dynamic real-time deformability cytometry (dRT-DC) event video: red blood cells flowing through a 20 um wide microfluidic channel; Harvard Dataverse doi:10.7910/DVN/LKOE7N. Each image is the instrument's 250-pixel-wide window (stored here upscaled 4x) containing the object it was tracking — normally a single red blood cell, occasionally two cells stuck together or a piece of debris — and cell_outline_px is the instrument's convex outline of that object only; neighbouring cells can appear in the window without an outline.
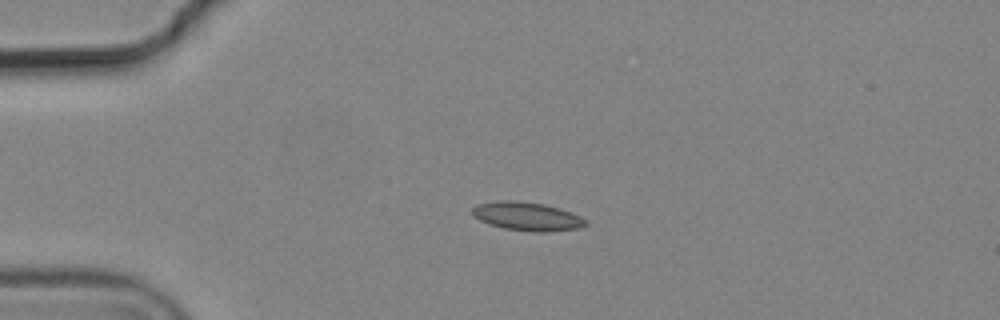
{"species": "common noctule bat (a hibernating species)", "species_latin": "Nyctalus noctula", "temperature_condition": "cold", "stored_images_in_passage": 4, "camera_frame_rate_fps": 3000, "um_per_image_px": 0.085, "animal": {"sex": "male", "body_mass_g": 19.2, "forearm_length_mm": 51.8}, "frame": {"image": 1, "passage_image": 2, "time_ms": 0.333, "image_size_px": [1000, 320], "cell_outline_px": [[588, 224], [580, 228], [548, 232], [532, 232], [504, 228], [488, 224], [472, 216], [472, 208], [476, 204], [496, 200], [516, 200], [544, 204], [560, 208], [572, 212], [588, 220]], "centroid_in_image_um": [44.81, 18.38], "position_along_channel_um": 40.2, "area_um2": 19.25}}
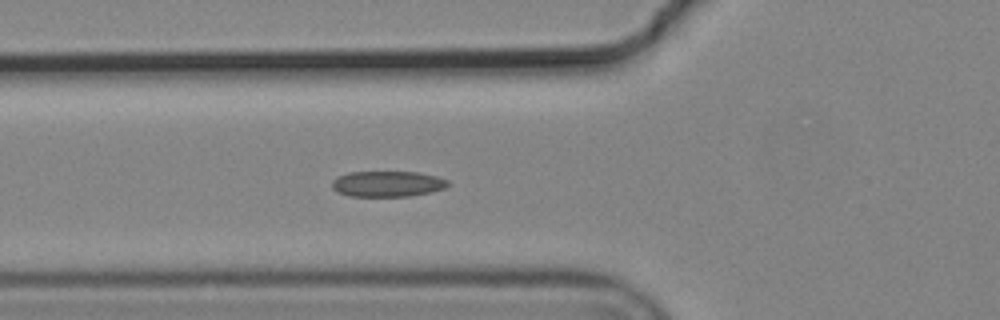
{"frame": {"image": 2, "passage_image": 4, "time_ms": 1.0, "image_size_px": [1000, 320], "cell_outline_px": [[448, 184], [444, 188], [428, 192], [408, 196], [348, 196], [336, 192], [332, 188], [332, 180], [336, 176], [348, 172], [420, 172], [436, 176], [448, 180]], "centroid_in_image_um": [32.87, 15.62], "position_along_channel_um": 92.9, "area_um2": 17.4}}